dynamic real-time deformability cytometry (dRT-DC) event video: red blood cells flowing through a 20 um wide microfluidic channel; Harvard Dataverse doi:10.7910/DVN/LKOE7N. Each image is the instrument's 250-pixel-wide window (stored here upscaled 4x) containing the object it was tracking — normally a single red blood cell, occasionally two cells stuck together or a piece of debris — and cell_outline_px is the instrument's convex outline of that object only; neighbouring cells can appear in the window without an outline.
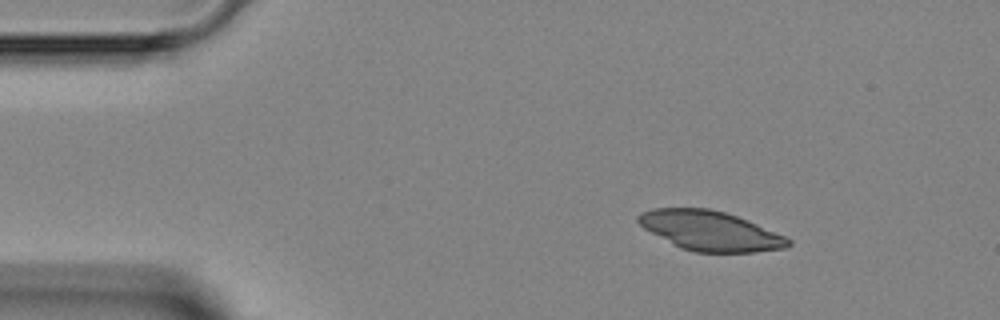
{"species": "Egyptian fruit bat (a non-hibernating species)", "species_latin": "Rousettus aegyptiacus", "temperature_condition": "room temperature", "stored_images_in_passage": 3, "camera_frame_rate_fps": 3000, "um_per_image_px": 0.085, "animal": {"sex": "female"}, "frame": {"image": 1, "passage_image": 1, "time_ms": 0.0, "image_size_px": [1000, 320], "cell_outline_px": [[792, 244], [784, 248], [756, 252], [696, 252], [680, 248], [644, 228], [636, 220], [636, 216], [640, 212], [652, 208], [708, 208], [724, 212], [748, 220], [784, 236], [792, 240]], "centroid_in_image_um": [60.35, 19.61], "position_along_channel_um": 24.7, "area_um2": 34.45}}